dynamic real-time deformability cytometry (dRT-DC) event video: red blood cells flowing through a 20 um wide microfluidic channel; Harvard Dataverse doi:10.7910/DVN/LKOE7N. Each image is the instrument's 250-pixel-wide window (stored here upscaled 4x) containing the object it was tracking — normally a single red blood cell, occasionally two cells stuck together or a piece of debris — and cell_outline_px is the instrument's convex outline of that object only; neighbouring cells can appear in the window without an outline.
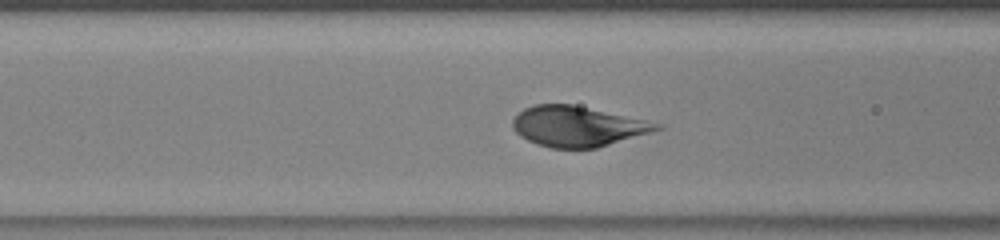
{"species": "human", "species_latin": "Homo sapiens", "temperature_condition": "warm", "stored_images_in_passage": 28, "camera_frame_rate_fps": 3000, "um_per_image_px": 0.085, "donor": {"sex": "male"}, "frame": {"image": 1, "passage_image": 4, "time_ms": 1.0, "image_size_px": [1000, 240], "cell_outline_px": [[664, 128], [596, 148], [552, 148], [536, 144], [520, 136], [512, 128], [512, 120], [524, 108], [536, 104], [572, 104], [644, 120], [660, 124]], "centroid_in_image_um": [49.04, 10.74], "position_along_channel_um": 117.6, "area_um2": 33.41}}
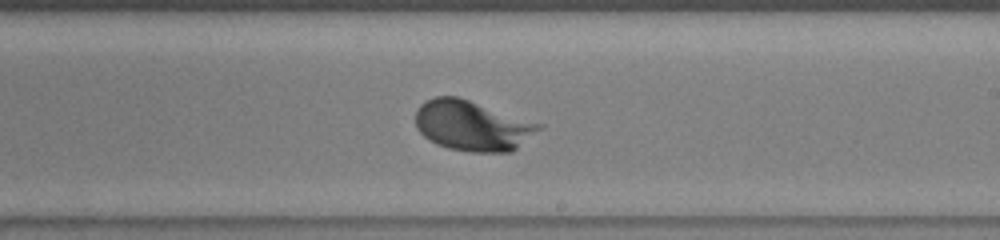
{"frame": {"image": 2, "passage_image": 13, "time_ms": 4.0, "image_size_px": [1000, 240], "cell_outline_px": [[544, 124], [540, 128], [512, 152], [468, 152], [448, 148], [436, 144], [428, 140], [416, 128], [416, 108], [424, 100], [436, 96], [456, 96]], "centroid_in_image_um": [40.11, 10.68], "position_along_channel_um": 248.9, "area_um2": 36.13}}
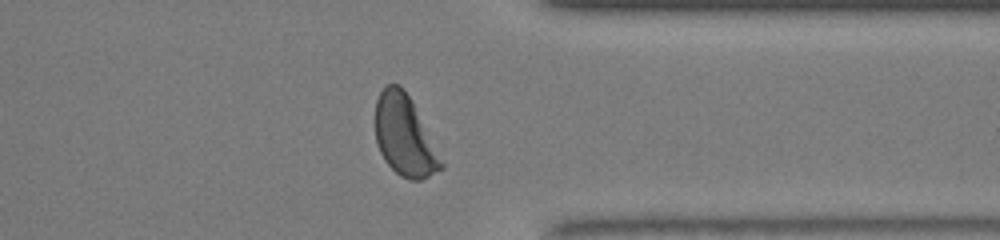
{"frame": {"image": 3, "passage_image": 22, "time_ms": 7.0, "image_size_px": [1000, 240], "cell_outline_px": [[444, 168], [420, 180], [408, 180], [400, 176], [384, 160], [380, 152], [376, 140], [376, 100], [380, 92], [388, 84], [400, 84], [404, 88], [412, 100], [444, 164]], "centroid_in_image_um": [34.38, 11.54], "position_along_channel_um": 377.0, "area_um2": 30.63}}